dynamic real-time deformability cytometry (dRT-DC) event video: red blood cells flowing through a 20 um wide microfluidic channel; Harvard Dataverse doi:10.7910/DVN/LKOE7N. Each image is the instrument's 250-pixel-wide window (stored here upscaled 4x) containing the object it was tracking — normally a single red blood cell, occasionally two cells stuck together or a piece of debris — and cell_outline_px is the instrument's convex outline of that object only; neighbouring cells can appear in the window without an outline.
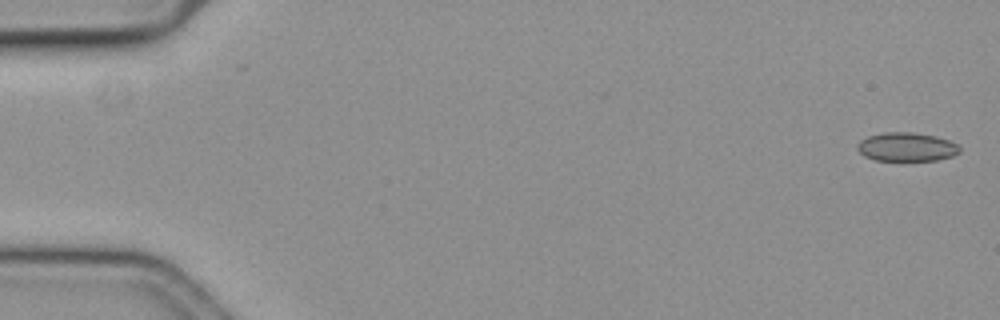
{"species": "common noctule bat (a hibernating species)", "species_latin": "Nyctalus noctula", "temperature_condition": "cold", "stored_images_in_passage": 6, "camera_frame_rate_fps": 3000, "um_per_image_px": 0.085, "animal": {"sex": "female", "body_mass_g": 19.3, "forearm_length_mm": 54.1}, "frame": {"image": 1, "passage_image": 6, "time_ms": 1.667, "image_size_px": [1000, 320], "cell_outline_px": [[960, 152], [952, 156], [936, 160], [876, 160], [864, 156], [856, 148], [856, 144], [860, 140], [868, 136], [884, 132], [912, 132], [936, 136], [948, 140], [956, 144], [960, 148]], "centroid_in_image_um": [77.03, 12.48], "position_along_channel_um": 8.0, "area_um2": 17.11}}